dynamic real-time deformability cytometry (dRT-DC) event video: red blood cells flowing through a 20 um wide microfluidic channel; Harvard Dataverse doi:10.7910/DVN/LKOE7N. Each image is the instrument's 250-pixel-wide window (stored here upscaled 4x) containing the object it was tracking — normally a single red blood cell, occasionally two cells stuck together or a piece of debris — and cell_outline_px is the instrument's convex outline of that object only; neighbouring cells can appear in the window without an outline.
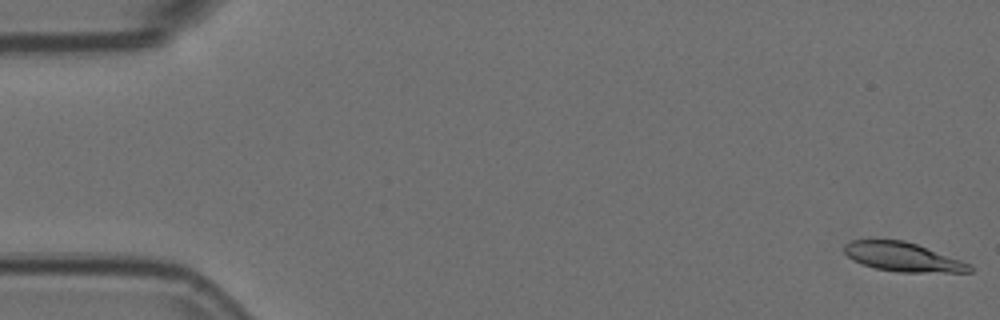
{"species": "Egyptian fruit bat (a non-hibernating species)", "species_latin": "Rousettus aegyptiacus", "temperature_condition": "room temperature", "stored_images_in_passage": 56, "camera_frame_rate_fps": 3000, "um_per_image_px": 0.085, "animal": {"sex": "female"}, "frame": {"image": 1, "passage_image": 1, "time_ms": 0.0, "image_size_px": [1000, 320], "cell_outline_px": [[972, 272], [900, 272], [876, 268], [852, 260], [844, 252], [844, 244], [852, 240], [904, 240], [916, 244], [972, 264]], "centroid_in_image_um": [76.75, 21.84], "position_along_channel_um": 8.3, "area_um2": 20.98}}
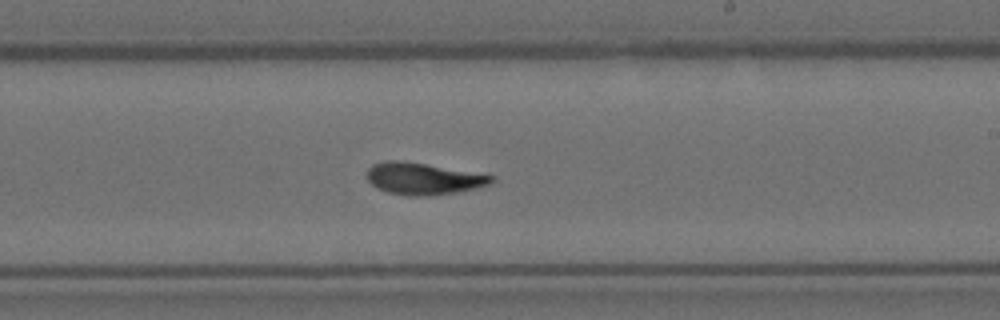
{"frame": {"image": 2, "passage_image": 33, "time_ms": 10.667, "image_size_px": [1000, 320], "cell_outline_px": [[496, 180], [492, 184], [476, 188], [456, 192], [428, 196], [408, 196], [388, 192], [376, 188], [364, 176], [368, 168], [372, 164], [384, 160], [400, 160], [496, 176]], "centroid_in_image_um": [35.95, 15.19], "position_along_channel_um": 253.1, "area_um2": 23.24}}
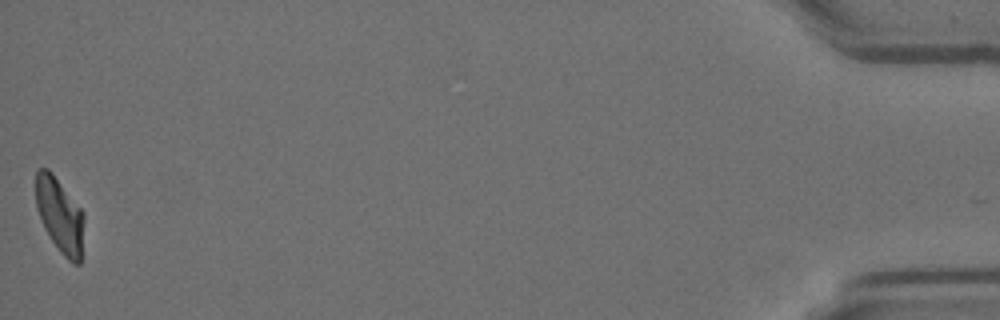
{"frame": {"image": 3, "passage_image": 56, "time_ms": 18.333, "image_size_px": [1000, 320], "cell_outline_px": [[84, 220], [80, 264], [72, 264], [60, 252], [44, 228], [36, 208], [36, 172], [40, 168], [48, 168], [52, 172], [84, 212]], "centroid_in_image_um": [5.08, 18.29], "position_along_channel_um": 430.1, "area_um2": 21.04}, "authors_computed_cell_mechanics": {"area_um2": 22.253, "velocity_mm_per_s": 3.6052, "shape_relaxation_time_tau1_ms": 4.6657, "shape_relaxation_time_tau2_ms": 1.4953, "deformation_change_tau1": 0.1895, "deformation_change_tau2": 0.0867}}